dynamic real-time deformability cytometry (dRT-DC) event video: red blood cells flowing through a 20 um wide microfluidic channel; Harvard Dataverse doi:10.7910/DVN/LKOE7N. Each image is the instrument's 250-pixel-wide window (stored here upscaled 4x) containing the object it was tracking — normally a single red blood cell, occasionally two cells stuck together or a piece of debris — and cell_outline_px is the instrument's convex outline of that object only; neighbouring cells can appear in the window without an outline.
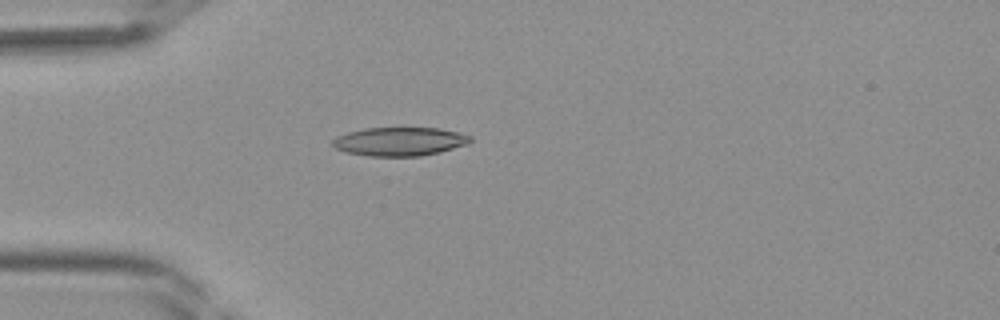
{"species": "Egyptian fruit bat (a non-hibernating species)", "species_latin": "Rousettus aegyptiacus", "temperature_condition": "room temperature", "stored_images_in_passage": 41, "camera_frame_rate_fps": 3000, "um_per_image_px": 0.085, "frame": {"image": 1, "passage_image": 12, "time_ms": 3.667, "image_size_px": [1000, 320], "cell_outline_px": [[472, 140], [468, 144], [440, 152], [420, 156], [368, 156], [348, 152], [336, 148], [332, 144], [332, 140], [336, 136], [348, 132], [364, 128], [440, 128], [460, 132], [472, 136]], "centroid_in_image_um": [34.0, 12.02], "position_along_channel_um": 51.0, "area_um2": 23.06}}
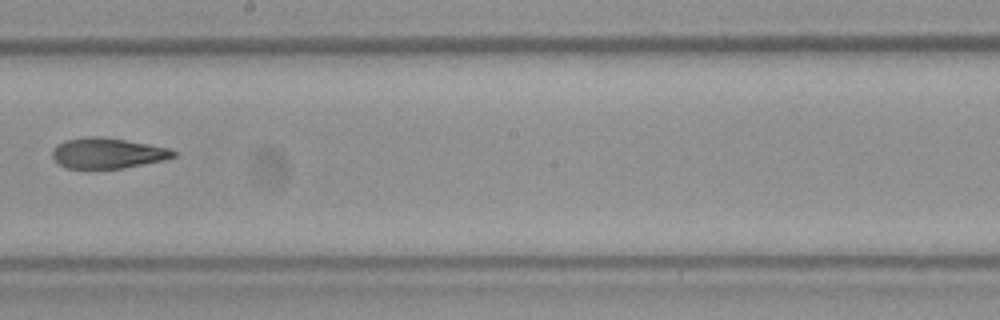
{"frame": {"image": 2, "passage_image": 24, "time_ms": 7.667, "image_size_px": [1000, 320], "cell_outline_px": [[176, 156], [168, 160], [124, 168], [64, 168], [52, 156], [52, 152], [56, 144], [64, 140], [88, 136], [100, 136], [148, 144], [168, 148], [176, 152]], "centroid_in_image_um": [9.16, 13.02], "position_along_channel_um": 239.0, "area_um2": 21.62}}
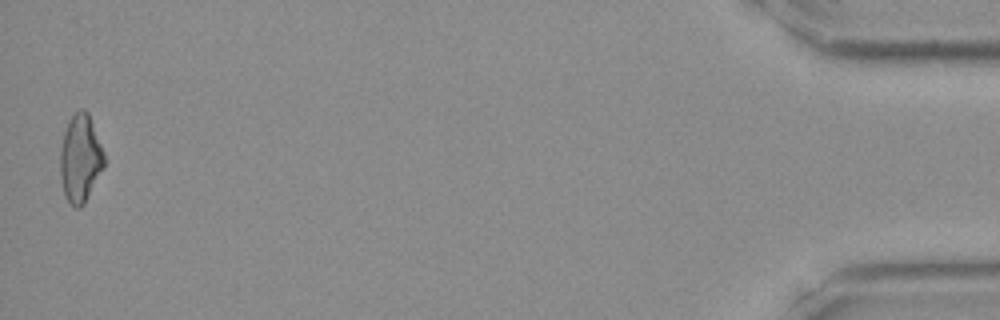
{"frame": {"image": 3, "passage_image": 41, "time_ms": 13.333, "image_size_px": [1000, 320], "cell_outline_px": [[104, 168], [84, 204], [80, 208], [72, 208], [64, 192], [60, 176], [60, 148], [64, 132], [68, 120], [80, 108], [84, 108], [88, 112], [104, 152]], "centroid_in_image_um": [6.82, 13.47], "position_along_channel_um": 428.4, "area_um2": 22.6}}